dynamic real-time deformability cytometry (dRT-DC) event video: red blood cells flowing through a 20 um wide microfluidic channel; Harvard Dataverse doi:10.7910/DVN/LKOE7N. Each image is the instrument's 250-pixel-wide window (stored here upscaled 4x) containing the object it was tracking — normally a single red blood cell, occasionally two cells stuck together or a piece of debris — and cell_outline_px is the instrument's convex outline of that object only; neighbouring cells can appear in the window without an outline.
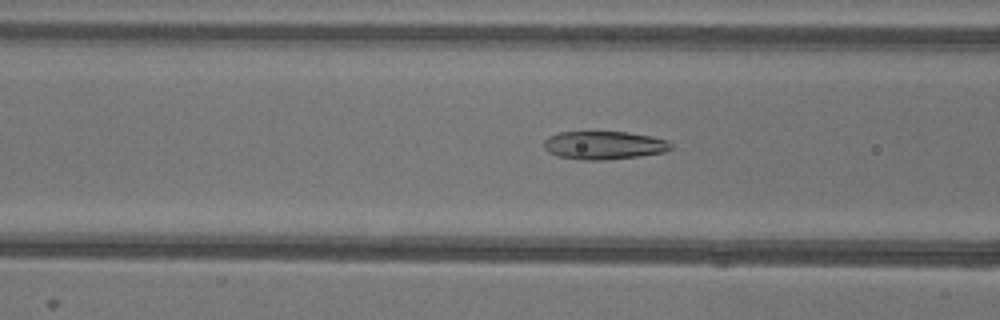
{"species": "common noctule bat (a hibernating species)", "species_latin": "Nyctalus noctula", "temperature_condition": "warm", "stored_images_in_passage": 52, "camera_frame_rate_fps": 3000, "um_per_image_px": 0.085, "animal": {"sex": "female"}, "frame": {"image": 1, "passage_image": 20, "time_ms": 6.333, "image_size_px": [1000, 320], "cell_outline_px": [[672, 148], [664, 152], [640, 156], [604, 160], [580, 160], [556, 156], [548, 152], [544, 148], [544, 140], [548, 136], [560, 132], [628, 132], [652, 136], [668, 140], [672, 144]], "centroid_in_image_um": [51.33, 12.35], "position_along_channel_um": 115.3, "area_um2": 21.1}}
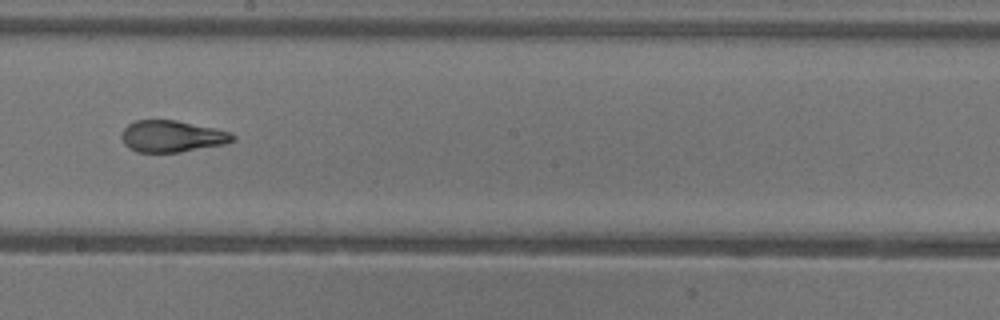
{"frame": {"image": 2, "passage_image": 29, "time_ms": 9.333, "image_size_px": [1000, 320], "cell_outline_px": [[236, 140], [224, 144], [180, 152], [136, 152], [128, 148], [124, 144], [120, 136], [124, 128], [128, 124], [136, 120], [176, 120], [232, 132], [236, 136]], "centroid_in_image_um": [14.61, 11.59], "position_along_channel_um": 233.6, "area_um2": 20.58}}
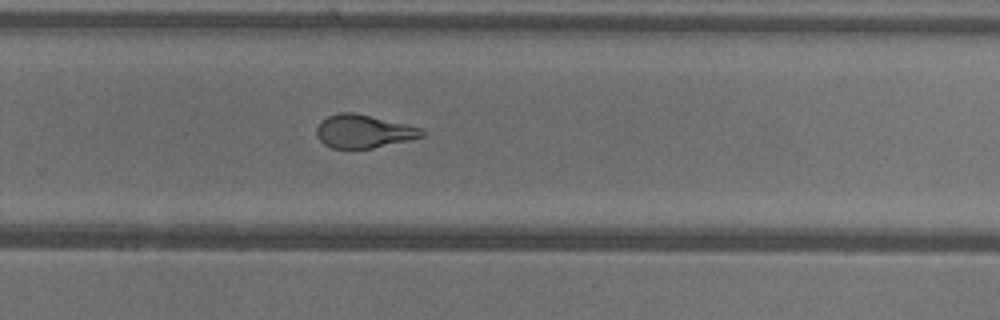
{"frame": {"image": 3, "passage_image": 34, "time_ms": 11.0, "image_size_px": [1000, 320], "cell_outline_px": [[428, 132], [424, 136], [408, 140], [372, 148], [332, 148], [324, 144], [316, 136], [316, 128], [320, 120], [328, 116], [340, 112], [356, 112], [424, 128]], "centroid_in_image_um": [30.92, 11.14], "position_along_channel_um": 298.9, "area_um2": 20.63}, "authors_computed_cell_mechanics": {"area_um2": 21.8195, "velocity_mm_per_s": 3.9422, "shape_relaxation_time_tau1_ms": 4.559, "shape_relaxation_time_tau2_ms": 1.3174, "deformation_change_tau1": 0.2015, "deformation_change_tau2": 0.1019}}